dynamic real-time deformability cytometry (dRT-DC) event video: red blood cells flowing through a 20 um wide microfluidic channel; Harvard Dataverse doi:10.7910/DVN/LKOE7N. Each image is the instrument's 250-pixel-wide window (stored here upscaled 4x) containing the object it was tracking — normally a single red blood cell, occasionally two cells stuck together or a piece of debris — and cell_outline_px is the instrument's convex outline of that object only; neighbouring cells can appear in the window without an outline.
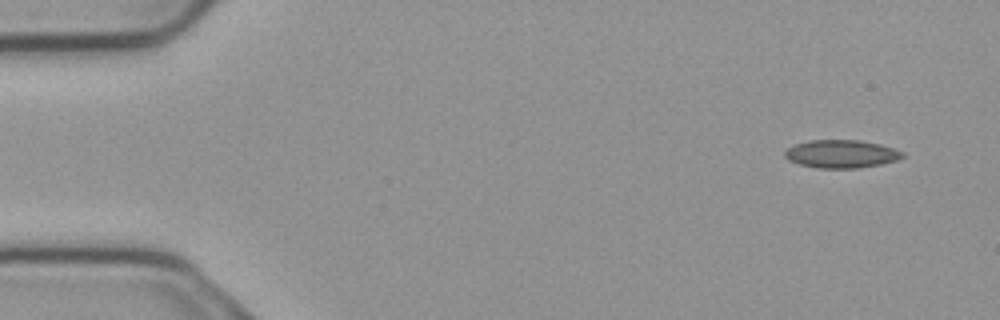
{"species": "common noctule bat (a hibernating species)", "species_latin": "Nyctalus noctula", "temperature_condition": "cold", "stored_images_in_passage": 5, "camera_frame_rate_fps": 3000, "um_per_image_px": 0.085, "animal": {"sex": "male", "body_mass_g": 23.1, "forearm_length_mm": 52.7}, "frame": {"image": 1, "passage_image": 1, "time_ms": 0.0, "image_size_px": [1000, 320], "cell_outline_px": [[904, 156], [896, 160], [880, 164], [856, 168], [820, 168], [800, 164], [788, 160], [784, 156], [784, 152], [788, 148], [796, 144], [808, 140], [860, 140], [880, 144], [904, 152]], "centroid_in_image_um": [71.5, 13.07], "position_along_channel_um": 13.5, "area_um2": 19.07}}
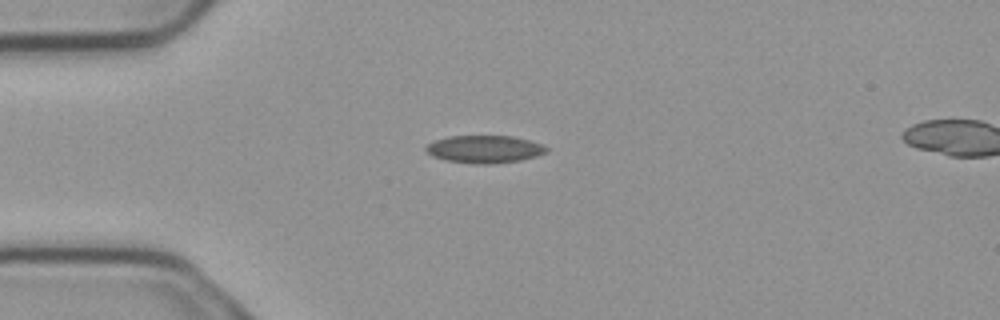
{"frame": {"image": 2, "passage_image": 4, "time_ms": 1.0, "image_size_px": [1000, 320], "cell_outline_px": [[548, 152], [536, 156], [520, 160], [492, 164], [472, 164], [444, 160], [432, 156], [424, 148], [428, 144], [436, 140], [448, 136], [512, 136], [544, 144], [548, 148]], "centroid_in_image_um": [41.19, 12.68], "position_along_channel_um": 43.8, "area_um2": 19.48}}